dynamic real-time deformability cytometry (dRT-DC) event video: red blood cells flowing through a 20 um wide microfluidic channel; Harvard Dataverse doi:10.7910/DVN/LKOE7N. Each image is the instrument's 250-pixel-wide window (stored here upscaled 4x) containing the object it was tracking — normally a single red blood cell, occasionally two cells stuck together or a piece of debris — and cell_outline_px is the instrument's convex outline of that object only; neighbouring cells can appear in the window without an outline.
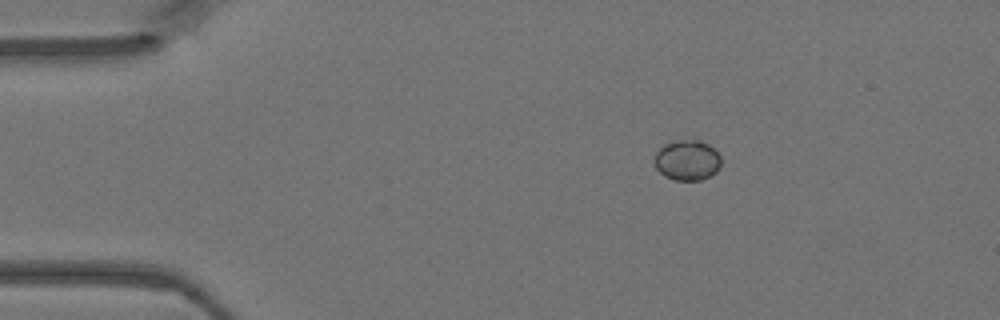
{"species": "Egyptian fruit bat (a non-hibernating species)", "species_latin": "Rousettus aegyptiacus", "temperature_condition": "warm", "stored_images_in_passage": 40, "camera_frame_rate_fps": 3000, "um_per_image_px": 0.085, "animal": {"sex": "female"}, "frame": {"image": 1, "passage_image": 1, "time_ms": 0.0, "image_size_px": [1000, 320], "cell_outline_px": [[720, 168], [712, 176], [700, 180], [676, 180], [664, 176], [656, 168], [656, 152], [664, 144], [680, 140], [700, 140], [708, 144], [720, 156]], "centroid_in_image_um": [58.44, 13.63], "position_along_channel_um": 26.6, "area_um2": 15.55}}
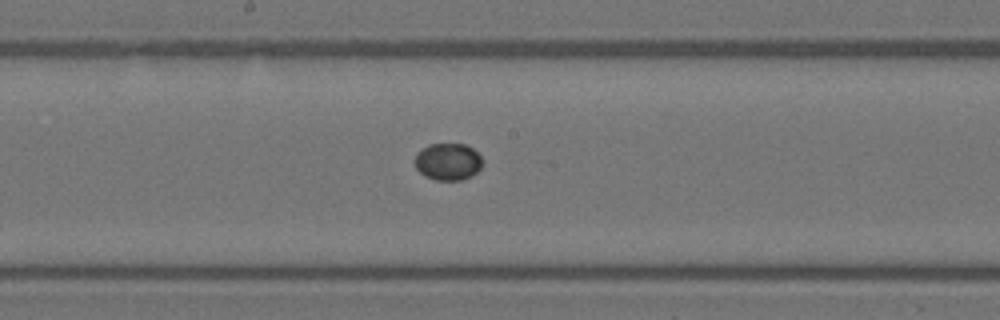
{"frame": {"image": 2, "passage_image": 18, "time_ms": 5.667, "image_size_px": [1000, 320], "cell_outline_px": [[484, 164], [472, 176], [460, 180], [436, 180], [424, 176], [416, 168], [416, 152], [420, 148], [428, 144], [464, 144], [472, 148], [484, 160]], "centroid_in_image_um": [38.08, 13.74], "position_along_channel_um": 210.1, "area_um2": 14.74}}
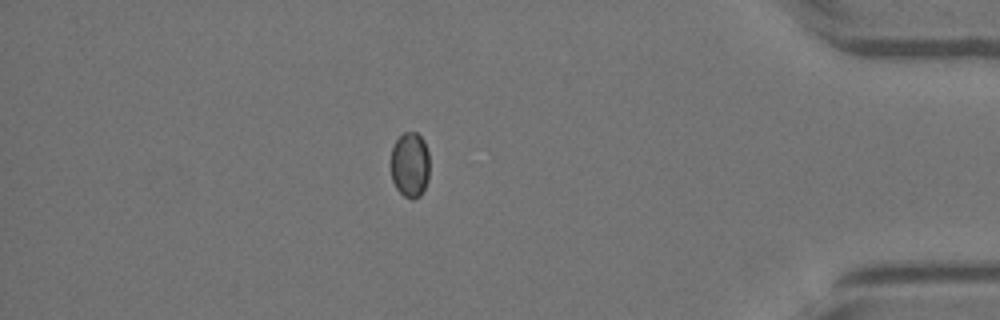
{"frame": {"image": 3, "passage_image": 34, "time_ms": 11.0, "image_size_px": [1000, 320], "cell_outline_px": [[428, 180], [420, 196], [412, 200], [404, 196], [396, 188], [392, 180], [392, 148], [396, 140], [404, 132], [416, 132], [424, 140], [428, 152]], "centroid_in_image_um": [34.85, 14.01], "position_along_channel_um": 400.3, "area_um2": 14.62}}